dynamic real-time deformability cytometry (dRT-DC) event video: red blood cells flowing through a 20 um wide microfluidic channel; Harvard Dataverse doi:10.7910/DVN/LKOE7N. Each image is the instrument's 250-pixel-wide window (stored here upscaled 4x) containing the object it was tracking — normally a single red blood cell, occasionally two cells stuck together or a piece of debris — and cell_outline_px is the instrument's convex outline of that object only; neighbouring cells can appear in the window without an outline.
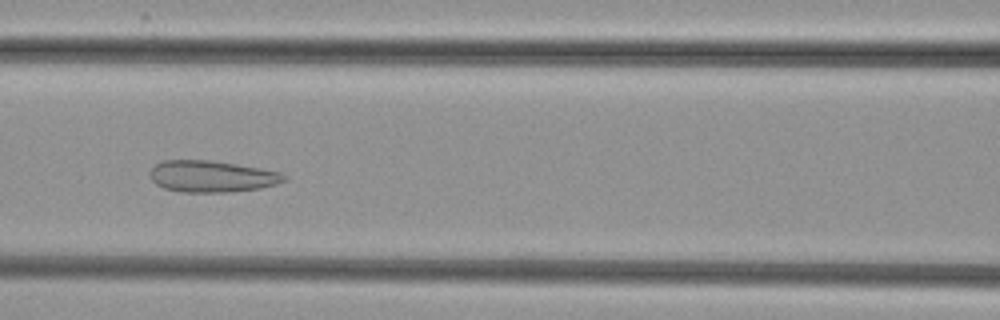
{"species": "common noctule bat (a hibernating species)", "species_latin": "Nyctalus noctula", "temperature_condition": "cold", "stored_images_in_passage": 39, "camera_frame_rate_fps": 3000, "um_per_image_px": 0.085, "animal": {"sex": "female", "body_mass_g": 29.2, "forearm_length_mm": 56.3}, "frame": {"image": 1, "passage_image": 12, "time_ms": 3.667, "image_size_px": [1000, 320], "cell_outline_px": [[288, 180], [276, 184], [260, 188], [228, 192], [180, 192], [164, 188], [156, 184], [152, 180], [148, 172], [160, 160], [208, 160], [236, 164], [260, 168], [280, 172], [288, 176]], "centroid_in_image_um": [18.0, 14.99], "position_along_channel_um": 148.6, "area_um2": 24.8}}
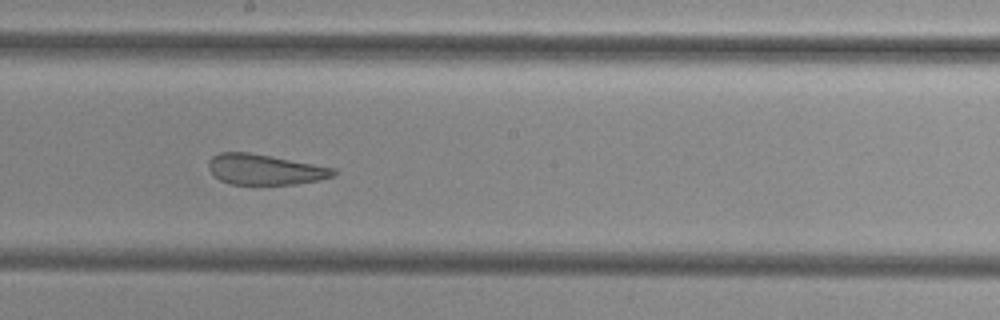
{"frame": {"image": 2, "passage_image": 18, "time_ms": 5.667, "image_size_px": [1000, 320], "cell_outline_px": [[336, 176], [320, 180], [296, 184], [232, 184], [220, 180], [208, 168], [208, 160], [212, 156], [220, 152], [248, 152], [336, 168]], "centroid_in_image_um": [22.53, 14.41], "position_along_channel_um": 225.7, "area_um2": 22.14}}
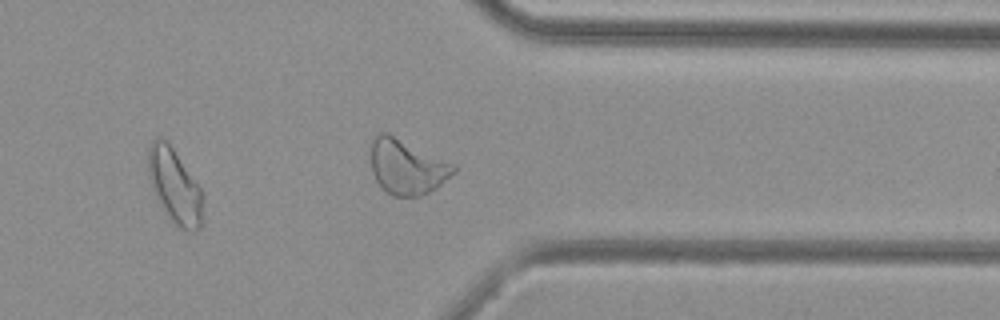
{"frame": {"image": 3, "passage_image": 30, "time_ms": 9.667, "image_size_px": [1000, 320], "cell_outline_px": [[200, 228], [192, 232], [188, 232], [180, 228], [168, 216], [160, 204], [152, 188], [148, 172], [148, 148], [152, 140], [156, 136], [160, 136], [168, 140], [200, 188]], "centroid_in_image_um": [14.78, 15.74], "position_along_channel_um": 396.6, "area_um2": 23.24}}